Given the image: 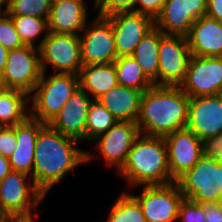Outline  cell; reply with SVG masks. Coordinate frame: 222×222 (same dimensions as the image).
I'll use <instances>...</instances> for the list:
<instances>
[{
	"label": "cell",
	"instance_id": "4316f807",
	"mask_svg": "<svg viewBox=\"0 0 222 222\" xmlns=\"http://www.w3.org/2000/svg\"><path fill=\"white\" fill-rule=\"evenodd\" d=\"M116 122L117 120L113 115L98 100H93L86 120L85 141L94 142Z\"/></svg>",
	"mask_w": 222,
	"mask_h": 222
},
{
	"label": "cell",
	"instance_id": "d4e9b609",
	"mask_svg": "<svg viewBox=\"0 0 222 222\" xmlns=\"http://www.w3.org/2000/svg\"><path fill=\"white\" fill-rule=\"evenodd\" d=\"M159 29L154 27L138 43L132 57L142 68L145 75L154 82L159 68Z\"/></svg>",
	"mask_w": 222,
	"mask_h": 222
},
{
	"label": "cell",
	"instance_id": "52a82bcc",
	"mask_svg": "<svg viewBox=\"0 0 222 222\" xmlns=\"http://www.w3.org/2000/svg\"><path fill=\"white\" fill-rule=\"evenodd\" d=\"M190 57L186 37L167 35L159 30V68L154 85L179 87L184 81Z\"/></svg>",
	"mask_w": 222,
	"mask_h": 222
},
{
	"label": "cell",
	"instance_id": "8fae6325",
	"mask_svg": "<svg viewBox=\"0 0 222 222\" xmlns=\"http://www.w3.org/2000/svg\"><path fill=\"white\" fill-rule=\"evenodd\" d=\"M79 38L83 66L111 63L117 59L114 32L106 17L97 16L95 21L87 23Z\"/></svg>",
	"mask_w": 222,
	"mask_h": 222
},
{
	"label": "cell",
	"instance_id": "74e56055",
	"mask_svg": "<svg viewBox=\"0 0 222 222\" xmlns=\"http://www.w3.org/2000/svg\"><path fill=\"white\" fill-rule=\"evenodd\" d=\"M206 15L222 24V0H208Z\"/></svg>",
	"mask_w": 222,
	"mask_h": 222
},
{
	"label": "cell",
	"instance_id": "ab89813d",
	"mask_svg": "<svg viewBox=\"0 0 222 222\" xmlns=\"http://www.w3.org/2000/svg\"><path fill=\"white\" fill-rule=\"evenodd\" d=\"M11 166L9 163V159L5 158L0 153V181L11 172Z\"/></svg>",
	"mask_w": 222,
	"mask_h": 222
},
{
	"label": "cell",
	"instance_id": "9a60e30c",
	"mask_svg": "<svg viewBox=\"0 0 222 222\" xmlns=\"http://www.w3.org/2000/svg\"><path fill=\"white\" fill-rule=\"evenodd\" d=\"M115 36L117 58L132 56L142 38L154 27V20L134 12H118L106 17Z\"/></svg>",
	"mask_w": 222,
	"mask_h": 222
},
{
	"label": "cell",
	"instance_id": "d590c367",
	"mask_svg": "<svg viewBox=\"0 0 222 222\" xmlns=\"http://www.w3.org/2000/svg\"><path fill=\"white\" fill-rule=\"evenodd\" d=\"M203 156L222 163V133L202 140Z\"/></svg>",
	"mask_w": 222,
	"mask_h": 222
},
{
	"label": "cell",
	"instance_id": "f35d334b",
	"mask_svg": "<svg viewBox=\"0 0 222 222\" xmlns=\"http://www.w3.org/2000/svg\"><path fill=\"white\" fill-rule=\"evenodd\" d=\"M33 215L32 212L27 214H11L7 222H35Z\"/></svg>",
	"mask_w": 222,
	"mask_h": 222
},
{
	"label": "cell",
	"instance_id": "5bb4252c",
	"mask_svg": "<svg viewBox=\"0 0 222 222\" xmlns=\"http://www.w3.org/2000/svg\"><path fill=\"white\" fill-rule=\"evenodd\" d=\"M136 122L117 121L106 133L94 141L106 166H114L117 172L123 167L135 139L140 135Z\"/></svg>",
	"mask_w": 222,
	"mask_h": 222
},
{
	"label": "cell",
	"instance_id": "277c9868",
	"mask_svg": "<svg viewBox=\"0 0 222 222\" xmlns=\"http://www.w3.org/2000/svg\"><path fill=\"white\" fill-rule=\"evenodd\" d=\"M79 88V75L55 73L47 77L43 72L29 96L30 117L49 124Z\"/></svg>",
	"mask_w": 222,
	"mask_h": 222
},
{
	"label": "cell",
	"instance_id": "cb8c5ba5",
	"mask_svg": "<svg viewBox=\"0 0 222 222\" xmlns=\"http://www.w3.org/2000/svg\"><path fill=\"white\" fill-rule=\"evenodd\" d=\"M29 104V95L23 91L8 89L1 93L0 126H15L25 121L30 116Z\"/></svg>",
	"mask_w": 222,
	"mask_h": 222
},
{
	"label": "cell",
	"instance_id": "7402d4cb",
	"mask_svg": "<svg viewBox=\"0 0 222 222\" xmlns=\"http://www.w3.org/2000/svg\"><path fill=\"white\" fill-rule=\"evenodd\" d=\"M143 91L117 85L97 100L117 121L136 122Z\"/></svg>",
	"mask_w": 222,
	"mask_h": 222
},
{
	"label": "cell",
	"instance_id": "4dcf8cb0",
	"mask_svg": "<svg viewBox=\"0 0 222 222\" xmlns=\"http://www.w3.org/2000/svg\"><path fill=\"white\" fill-rule=\"evenodd\" d=\"M0 44L8 51L24 46L13 19L0 6Z\"/></svg>",
	"mask_w": 222,
	"mask_h": 222
},
{
	"label": "cell",
	"instance_id": "8992f818",
	"mask_svg": "<svg viewBox=\"0 0 222 222\" xmlns=\"http://www.w3.org/2000/svg\"><path fill=\"white\" fill-rule=\"evenodd\" d=\"M176 183L184 198L198 203H218L222 189V163L202 156Z\"/></svg>",
	"mask_w": 222,
	"mask_h": 222
},
{
	"label": "cell",
	"instance_id": "ffe728a7",
	"mask_svg": "<svg viewBox=\"0 0 222 222\" xmlns=\"http://www.w3.org/2000/svg\"><path fill=\"white\" fill-rule=\"evenodd\" d=\"M39 120L28 117L22 123L16 124L17 145L8 158L11 169L28 174L33 181L34 150L39 130L44 126Z\"/></svg>",
	"mask_w": 222,
	"mask_h": 222
},
{
	"label": "cell",
	"instance_id": "2e32d148",
	"mask_svg": "<svg viewBox=\"0 0 222 222\" xmlns=\"http://www.w3.org/2000/svg\"><path fill=\"white\" fill-rule=\"evenodd\" d=\"M167 145L168 167L176 182L203 156L202 140L184 128L164 137Z\"/></svg>",
	"mask_w": 222,
	"mask_h": 222
},
{
	"label": "cell",
	"instance_id": "ba28073f",
	"mask_svg": "<svg viewBox=\"0 0 222 222\" xmlns=\"http://www.w3.org/2000/svg\"><path fill=\"white\" fill-rule=\"evenodd\" d=\"M42 73L39 48L24 45L9 51L3 70L9 89L20 90L30 96Z\"/></svg>",
	"mask_w": 222,
	"mask_h": 222
},
{
	"label": "cell",
	"instance_id": "e0dca14e",
	"mask_svg": "<svg viewBox=\"0 0 222 222\" xmlns=\"http://www.w3.org/2000/svg\"><path fill=\"white\" fill-rule=\"evenodd\" d=\"M185 128L201 140L222 133V94L191 97Z\"/></svg>",
	"mask_w": 222,
	"mask_h": 222
},
{
	"label": "cell",
	"instance_id": "ee69618b",
	"mask_svg": "<svg viewBox=\"0 0 222 222\" xmlns=\"http://www.w3.org/2000/svg\"><path fill=\"white\" fill-rule=\"evenodd\" d=\"M51 4L53 3H60V2H64V1H69V0H50Z\"/></svg>",
	"mask_w": 222,
	"mask_h": 222
},
{
	"label": "cell",
	"instance_id": "7bdbcfd3",
	"mask_svg": "<svg viewBox=\"0 0 222 222\" xmlns=\"http://www.w3.org/2000/svg\"><path fill=\"white\" fill-rule=\"evenodd\" d=\"M10 214L0 205V222H7Z\"/></svg>",
	"mask_w": 222,
	"mask_h": 222
},
{
	"label": "cell",
	"instance_id": "7c38bea8",
	"mask_svg": "<svg viewBox=\"0 0 222 222\" xmlns=\"http://www.w3.org/2000/svg\"><path fill=\"white\" fill-rule=\"evenodd\" d=\"M28 177L31 178L26 173L11 170L0 181V205L10 215L31 213L45 198Z\"/></svg>",
	"mask_w": 222,
	"mask_h": 222
},
{
	"label": "cell",
	"instance_id": "b9f144b4",
	"mask_svg": "<svg viewBox=\"0 0 222 222\" xmlns=\"http://www.w3.org/2000/svg\"><path fill=\"white\" fill-rule=\"evenodd\" d=\"M9 88L6 85L3 71H0V94L7 91Z\"/></svg>",
	"mask_w": 222,
	"mask_h": 222
},
{
	"label": "cell",
	"instance_id": "44dd1931",
	"mask_svg": "<svg viewBox=\"0 0 222 222\" xmlns=\"http://www.w3.org/2000/svg\"><path fill=\"white\" fill-rule=\"evenodd\" d=\"M84 0H69L51 4L48 31L80 35L87 24V5Z\"/></svg>",
	"mask_w": 222,
	"mask_h": 222
},
{
	"label": "cell",
	"instance_id": "d6986e66",
	"mask_svg": "<svg viewBox=\"0 0 222 222\" xmlns=\"http://www.w3.org/2000/svg\"><path fill=\"white\" fill-rule=\"evenodd\" d=\"M186 38L192 56L222 57V24L216 19L198 18Z\"/></svg>",
	"mask_w": 222,
	"mask_h": 222
},
{
	"label": "cell",
	"instance_id": "3957f363",
	"mask_svg": "<svg viewBox=\"0 0 222 222\" xmlns=\"http://www.w3.org/2000/svg\"><path fill=\"white\" fill-rule=\"evenodd\" d=\"M117 173L127 180L131 187L167 185L175 182L168 167L164 137L140 134L135 139L125 164Z\"/></svg>",
	"mask_w": 222,
	"mask_h": 222
},
{
	"label": "cell",
	"instance_id": "ac0fdd59",
	"mask_svg": "<svg viewBox=\"0 0 222 222\" xmlns=\"http://www.w3.org/2000/svg\"><path fill=\"white\" fill-rule=\"evenodd\" d=\"M92 102L90 95L81 88L77 89L48 125L63 135L84 141L86 120Z\"/></svg>",
	"mask_w": 222,
	"mask_h": 222
},
{
	"label": "cell",
	"instance_id": "f1b7e54d",
	"mask_svg": "<svg viewBox=\"0 0 222 222\" xmlns=\"http://www.w3.org/2000/svg\"><path fill=\"white\" fill-rule=\"evenodd\" d=\"M6 6L5 8L3 6ZM1 8L10 16H34L48 20L50 0H3Z\"/></svg>",
	"mask_w": 222,
	"mask_h": 222
},
{
	"label": "cell",
	"instance_id": "83f0119b",
	"mask_svg": "<svg viewBox=\"0 0 222 222\" xmlns=\"http://www.w3.org/2000/svg\"><path fill=\"white\" fill-rule=\"evenodd\" d=\"M114 203L106 222H146L141 205L130 193L122 192Z\"/></svg>",
	"mask_w": 222,
	"mask_h": 222
},
{
	"label": "cell",
	"instance_id": "60d3db41",
	"mask_svg": "<svg viewBox=\"0 0 222 222\" xmlns=\"http://www.w3.org/2000/svg\"><path fill=\"white\" fill-rule=\"evenodd\" d=\"M9 51L0 44V71H3L7 61Z\"/></svg>",
	"mask_w": 222,
	"mask_h": 222
},
{
	"label": "cell",
	"instance_id": "e575fe53",
	"mask_svg": "<svg viewBox=\"0 0 222 222\" xmlns=\"http://www.w3.org/2000/svg\"><path fill=\"white\" fill-rule=\"evenodd\" d=\"M167 1L168 0H136L132 12L149 16L155 21Z\"/></svg>",
	"mask_w": 222,
	"mask_h": 222
},
{
	"label": "cell",
	"instance_id": "603a6c76",
	"mask_svg": "<svg viewBox=\"0 0 222 222\" xmlns=\"http://www.w3.org/2000/svg\"><path fill=\"white\" fill-rule=\"evenodd\" d=\"M79 85L92 99L97 100L111 88L119 85L114 62L89 64L79 72Z\"/></svg>",
	"mask_w": 222,
	"mask_h": 222
},
{
	"label": "cell",
	"instance_id": "30bf717a",
	"mask_svg": "<svg viewBox=\"0 0 222 222\" xmlns=\"http://www.w3.org/2000/svg\"><path fill=\"white\" fill-rule=\"evenodd\" d=\"M179 87L190 98L222 94V57L191 55Z\"/></svg>",
	"mask_w": 222,
	"mask_h": 222
},
{
	"label": "cell",
	"instance_id": "836d02e7",
	"mask_svg": "<svg viewBox=\"0 0 222 222\" xmlns=\"http://www.w3.org/2000/svg\"><path fill=\"white\" fill-rule=\"evenodd\" d=\"M16 125L0 126V153L9 158L16 149Z\"/></svg>",
	"mask_w": 222,
	"mask_h": 222
},
{
	"label": "cell",
	"instance_id": "5b68a950",
	"mask_svg": "<svg viewBox=\"0 0 222 222\" xmlns=\"http://www.w3.org/2000/svg\"><path fill=\"white\" fill-rule=\"evenodd\" d=\"M36 46L40 50L42 71L52 66L55 73L79 75L83 63L79 35L45 32Z\"/></svg>",
	"mask_w": 222,
	"mask_h": 222
},
{
	"label": "cell",
	"instance_id": "8d00e7d4",
	"mask_svg": "<svg viewBox=\"0 0 222 222\" xmlns=\"http://www.w3.org/2000/svg\"><path fill=\"white\" fill-rule=\"evenodd\" d=\"M202 206L205 222H222V205L220 203H199Z\"/></svg>",
	"mask_w": 222,
	"mask_h": 222
},
{
	"label": "cell",
	"instance_id": "484cf974",
	"mask_svg": "<svg viewBox=\"0 0 222 222\" xmlns=\"http://www.w3.org/2000/svg\"><path fill=\"white\" fill-rule=\"evenodd\" d=\"M114 64L119 85L143 92L154 85L132 56L119 57L114 61Z\"/></svg>",
	"mask_w": 222,
	"mask_h": 222
},
{
	"label": "cell",
	"instance_id": "f546056e",
	"mask_svg": "<svg viewBox=\"0 0 222 222\" xmlns=\"http://www.w3.org/2000/svg\"><path fill=\"white\" fill-rule=\"evenodd\" d=\"M11 17L24 45L36 47V39L45 31L49 32L47 19L23 15Z\"/></svg>",
	"mask_w": 222,
	"mask_h": 222
},
{
	"label": "cell",
	"instance_id": "6da1fadb",
	"mask_svg": "<svg viewBox=\"0 0 222 222\" xmlns=\"http://www.w3.org/2000/svg\"><path fill=\"white\" fill-rule=\"evenodd\" d=\"M75 143L81 142L48 124L39 130L34 150L33 183L45 197L66 174L98 157V154L75 147Z\"/></svg>",
	"mask_w": 222,
	"mask_h": 222
},
{
	"label": "cell",
	"instance_id": "1f68e13d",
	"mask_svg": "<svg viewBox=\"0 0 222 222\" xmlns=\"http://www.w3.org/2000/svg\"><path fill=\"white\" fill-rule=\"evenodd\" d=\"M136 0H94L97 16L107 17L118 12H132Z\"/></svg>",
	"mask_w": 222,
	"mask_h": 222
},
{
	"label": "cell",
	"instance_id": "4fadbf2b",
	"mask_svg": "<svg viewBox=\"0 0 222 222\" xmlns=\"http://www.w3.org/2000/svg\"><path fill=\"white\" fill-rule=\"evenodd\" d=\"M208 0H168L155 27L167 35L186 37L193 23L207 13Z\"/></svg>",
	"mask_w": 222,
	"mask_h": 222
},
{
	"label": "cell",
	"instance_id": "f6af8a7d",
	"mask_svg": "<svg viewBox=\"0 0 222 222\" xmlns=\"http://www.w3.org/2000/svg\"><path fill=\"white\" fill-rule=\"evenodd\" d=\"M220 197H219V200H218V203H220L222 205V189L220 190Z\"/></svg>",
	"mask_w": 222,
	"mask_h": 222
},
{
	"label": "cell",
	"instance_id": "7a4b0ae2",
	"mask_svg": "<svg viewBox=\"0 0 222 222\" xmlns=\"http://www.w3.org/2000/svg\"><path fill=\"white\" fill-rule=\"evenodd\" d=\"M190 97L178 86L153 85L143 92L137 125L146 136L165 137L187 124Z\"/></svg>",
	"mask_w": 222,
	"mask_h": 222
},
{
	"label": "cell",
	"instance_id": "d6a6232c",
	"mask_svg": "<svg viewBox=\"0 0 222 222\" xmlns=\"http://www.w3.org/2000/svg\"><path fill=\"white\" fill-rule=\"evenodd\" d=\"M202 206L189 198L180 203L177 222H205Z\"/></svg>",
	"mask_w": 222,
	"mask_h": 222
},
{
	"label": "cell",
	"instance_id": "9c48e42d",
	"mask_svg": "<svg viewBox=\"0 0 222 222\" xmlns=\"http://www.w3.org/2000/svg\"><path fill=\"white\" fill-rule=\"evenodd\" d=\"M143 187L140 195H131L141 205L146 222L178 221L179 207L184 195L176 182Z\"/></svg>",
	"mask_w": 222,
	"mask_h": 222
}]
</instances>
